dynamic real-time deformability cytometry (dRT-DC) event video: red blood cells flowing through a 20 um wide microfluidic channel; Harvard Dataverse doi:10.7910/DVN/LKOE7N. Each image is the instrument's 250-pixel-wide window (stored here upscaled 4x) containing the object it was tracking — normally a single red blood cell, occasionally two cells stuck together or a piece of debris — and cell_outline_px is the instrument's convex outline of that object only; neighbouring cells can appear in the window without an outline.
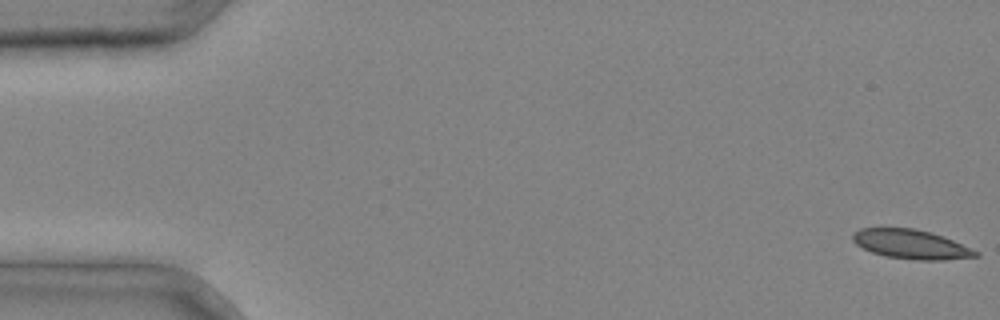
{"species": "common noctule bat (a hibernating species)", "species_latin": "Nyctalus noctula", "temperature_condition": "cold", "stored_images_in_passage": 3, "segment_of_instrument_passage": [2, 2], "camera_frame_rate_fps": 3000, "um_per_image_px": 0.085, "animal": {"sex": "male", "body_mass_g": 20.4}, "frame": {"image": 1, "passage_image": 3, "time_ms": 0.667, "image_size_px": [1000, 320], "cell_outline_px": [[980, 256], [944, 260], [916, 260], [884, 256], [872, 252], [856, 244], [852, 240], [852, 232], [860, 228], [916, 228], [932, 232], [944, 236], [980, 252]], "centroid_in_image_um": [77.45, 20.76], "position_along_channel_um": 7.6, "area_um2": 21.15}}